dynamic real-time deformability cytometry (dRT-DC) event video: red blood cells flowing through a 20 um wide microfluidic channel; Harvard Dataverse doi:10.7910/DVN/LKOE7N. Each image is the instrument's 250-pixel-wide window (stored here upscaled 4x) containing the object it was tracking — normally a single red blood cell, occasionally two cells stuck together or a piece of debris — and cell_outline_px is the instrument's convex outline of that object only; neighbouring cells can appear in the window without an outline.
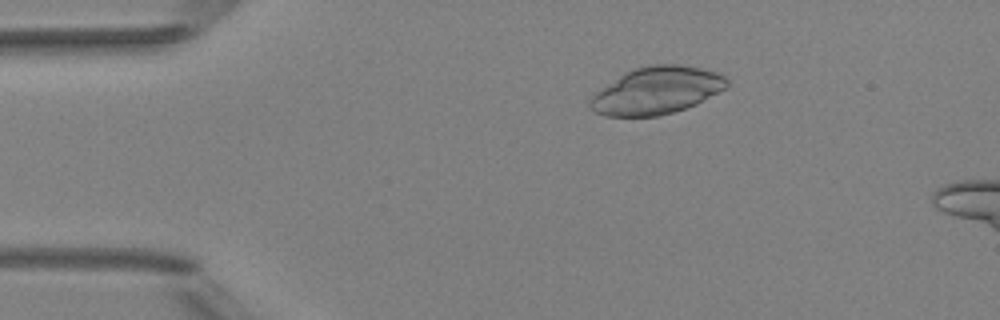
{"species": "Egyptian fruit bat (a non-hibernating species)", "species_latin": "Rousettus aegyptiacus", "temperature_condition": "room temperature", "stored_images_in_passage": 5, "camera_frame_rate_fps": 3000, "um_per_image_px": 0.085, "animal": {"sex": "female"}, "frame": {"image": 1, "passage_image": 3, "time_ms": 2.333, "image_size_px": [1000, 320], "cell_outline_px": [[728, 84], [724, 88], [696, 104], [672, 112], [656, 116], [604, 116], [588, 108], [588, 100], [596, 92], [620, 76], [636, 68], [652, 64], [680, 64], [700, 68], [716, 72], [724, 76], [728, 80]], "centroid_in_image_um": [55.79, 7.7], "position_along_channel_um": 29.2, "area_um2": 37.17}}